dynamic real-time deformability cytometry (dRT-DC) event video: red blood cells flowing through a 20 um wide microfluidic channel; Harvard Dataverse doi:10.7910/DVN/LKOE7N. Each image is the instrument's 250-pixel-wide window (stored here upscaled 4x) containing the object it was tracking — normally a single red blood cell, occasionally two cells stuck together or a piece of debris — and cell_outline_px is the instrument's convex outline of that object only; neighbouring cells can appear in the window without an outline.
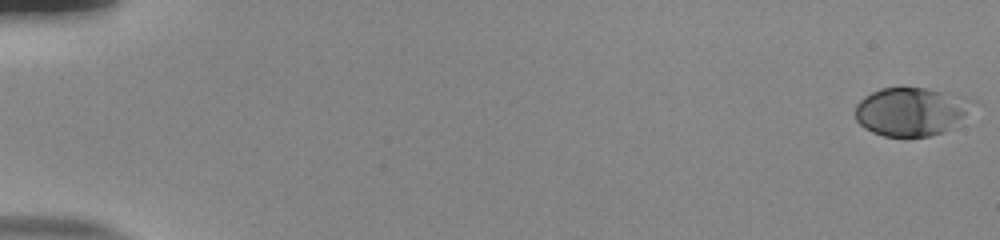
{"species": "human", "species_latin": "Homo sapiens", "temperature_condition": "room temperature", "stored_images_in_passage": 55, "camera_frame_rate_fps": 3000, "um_per_image_px": 0.085, "donor": {"sex": "male"}, "frame": {"image": 1, "passage_image": 1, "time_ms": 0.0, "image_size_px": [1000, 240], "cell_outline_px": [[964, 112], [952, 128], [944, 132], [928, 136], [884, 136], [872, 132], [864, 128], [856, 120], [856, 104], [864, 96], [880, 88], [900, 84], [928, 88], [944, 92]], "centroid_in_image_um": [77.12, 9.48], "position_along_channel_um": 7.9, "area_um2": 31.56}}
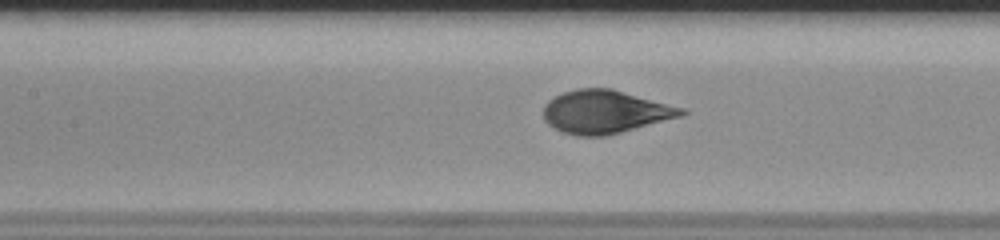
{"frame": {"image": 2, "passage_image": 27, "time_ms": 8.667, "image_size_px": [1000, 240], "cell_outline_px": [[688, 112], [684, 116], [604, 136], [576, 136], [560, 132], [548, 124], [544, 120], [544, 104], [548, 100], [564, 92], [576, 88], [612, 88], [684, 108]], "centroid_in_image_um": [51.43, 9.5], "position_along_channel_um": 156.0, "area_um2": 34.85}}
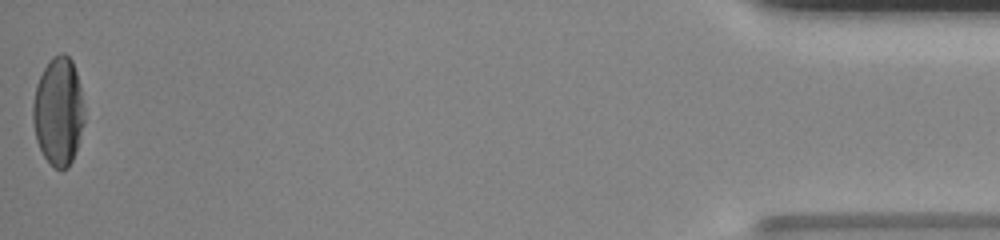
{"frame": {"image": 3, "passage_image": 55, "time_ms": 18.0, "image_size_px": [1000, 240], "cell_outline_px": [[84, 124], [72, 160], [68, 168], [56, 168], [44, 156], [36, 140], [32, 120], [32, 104], [36, 84], [44, 68], [52, 56], [60, 52], [64, 52], [72, 60], [80, 84], [84, 104]], "centroid_in_image_um": [4.96, 9.42], "position_along_channel_um": 430.2, "area_um2": 32.54}, "authors_computed_cell_mechanics": {"area_um2": 33.2928, "velocity_mm_per_s": 3.8345, "shape_relaxation_time_tau1_ms": 3.634, "shape_relaxation_time_tau2_ms": null, "deformation_change_tau1": 0.1994, "deformation_change_tau2": null}}